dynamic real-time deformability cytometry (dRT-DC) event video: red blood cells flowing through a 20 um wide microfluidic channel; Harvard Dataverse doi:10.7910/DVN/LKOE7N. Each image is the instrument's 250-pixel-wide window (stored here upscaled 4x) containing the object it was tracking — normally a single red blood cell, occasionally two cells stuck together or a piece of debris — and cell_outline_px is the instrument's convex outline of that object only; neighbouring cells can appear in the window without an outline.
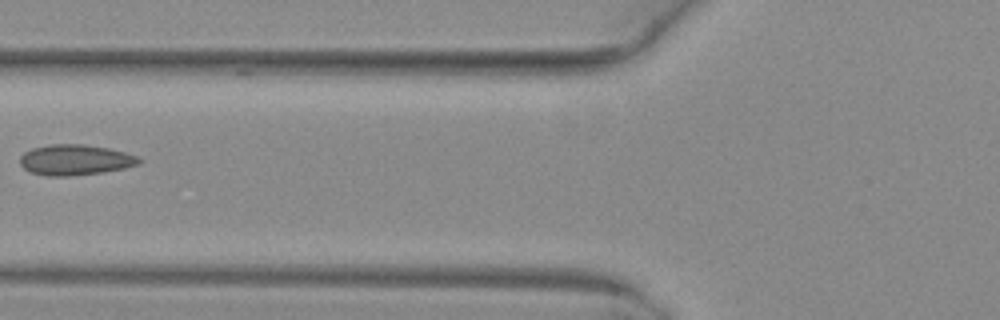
{"species": "common noctule bat (a hibernating species)", "species_latin": "Nyctalus noctula", "temperature_condition": "warm", "stored_images_in_passage": 7, "camera_frame_rate_fps": 3000, "um_per_image_px": 0.085, "animal": {"sex": "female", "body_mass_g": 29.2, "forearm_length_mm": 56.3}, "frame": {"image": 1, "passage_image": 6, "time_ms": 1.667, "image_size_px": [1000, 320], "cell_outline_px": [[144, 160], [140, 164], [124, 168], [100, 172], [68, 176], [48, 176], [32, 172], [24, 168], [20, 164], [20, 156], [24, 152], [32, 148], [48, 144], [84, 144], [108, 148], [124, 152], [136, 156]], "centroid_in_image_um": [6.39, 13.58], "position_along_channel_um": 119.4, "area_um2": 21.15}}
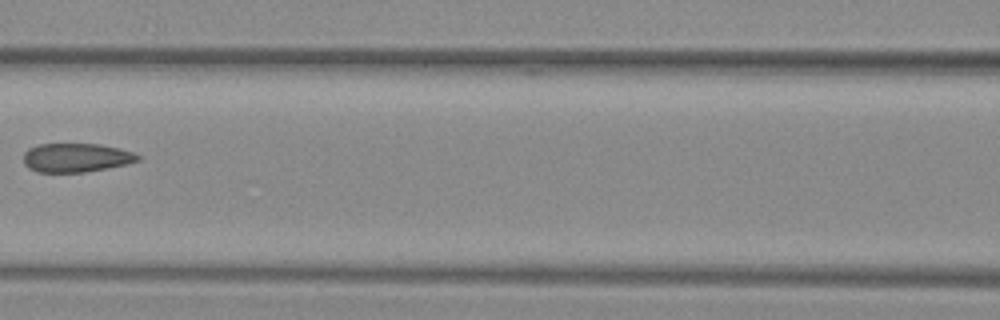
{"frame": {"image": 2, "passage_image": 7, "time_ms": 2.0, "image_size_px": [1000, 320], "cell_outline_px": [[140, 160], [128, 164], [108, 168], [84, 172], [36, 172], [28, 168], [24, 164], [24, 152], [28, 148], [40, 144], [96, 144], [120, 148], [132, 152], [140, 156]], "centroid_in_image_um": [6.46, 13.41], "position_along_channel_um": 160.1, "area_um2": 19.31}}